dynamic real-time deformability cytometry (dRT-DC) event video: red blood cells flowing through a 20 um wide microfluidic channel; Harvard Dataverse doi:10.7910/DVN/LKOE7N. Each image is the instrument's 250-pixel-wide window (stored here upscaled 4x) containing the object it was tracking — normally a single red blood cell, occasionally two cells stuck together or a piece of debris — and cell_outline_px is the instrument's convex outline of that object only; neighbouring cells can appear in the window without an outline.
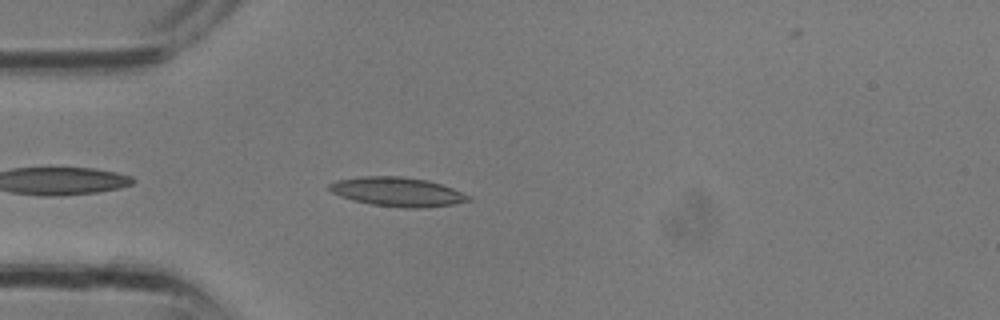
{"species": "common noctule bat (a hibernating species)", "species_latin": "Nyctalus noctula", "temperature_condition": "room temperature", "stored_images_in_passage": 15, "camera_frame_rate_fps": 3000, "um_per_image_px": 0.085, "animal": {"sex": "male", "body_mass_g": 13.3}, "frame": {"image": 1, "passage_image": 3, "time_ms": 0.667, "image_size_px": [1000, 320], "cell_outline_px": [[472, 200], [452, 204], [416, 208], [404, 208], [372, 204], [352, 200], [340, 196], [332, 192], [328, 188], [328, 184], [336, 180], [360, 176], [400, 176], [428, 180], [452, 188], [472, 196]], "centroid_in_image_um": [33.76, 16.29], "position_along_channel_um": 51.2, "area_um2": 23.58}}
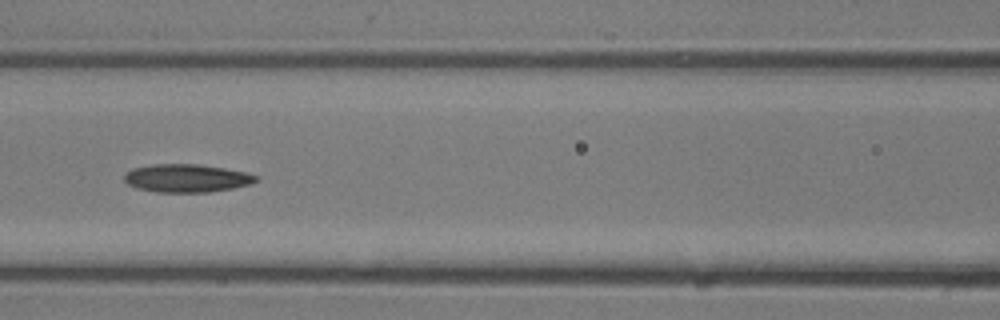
{"frame": {"image": 2, "passage_image": 8, "time_ms": 2.333, "image_size_px": [1000, 320], "cell_outline_px": [[260, 180], [252, 184], [232, 188], [208, 192], [156, 192], [136, 188], [128, 184], [124, 180], [124, 176], [132, 168], [152, 164], [196, 164], [224, 168], [248, 172], [260, 176]], "centroid_in_image_um": [15.92, 15.14], "position_along_channel_um": 150.7, "area_um2": 21.73}}
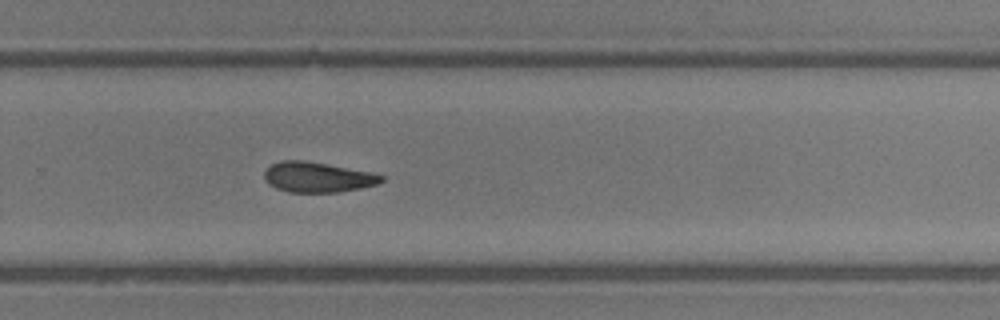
{"frame": {"image": 3, "passage_image": 15, "time_ms": 4.667, "image_size_px": [1000, 320], "cell_outline_px": [[384, 180], [376, 184], [360, 188], [340, 192], [288, 192], [276, 188], [268, 184], [264, 180], [264, 172], [272, 164], [284, 160], [304, 160], [372, 172], [384, 176]], "centroid_in_image_um": [26.98, 15.06], "position_along_channel_um": 302.8, "area_um2": 20.58}}